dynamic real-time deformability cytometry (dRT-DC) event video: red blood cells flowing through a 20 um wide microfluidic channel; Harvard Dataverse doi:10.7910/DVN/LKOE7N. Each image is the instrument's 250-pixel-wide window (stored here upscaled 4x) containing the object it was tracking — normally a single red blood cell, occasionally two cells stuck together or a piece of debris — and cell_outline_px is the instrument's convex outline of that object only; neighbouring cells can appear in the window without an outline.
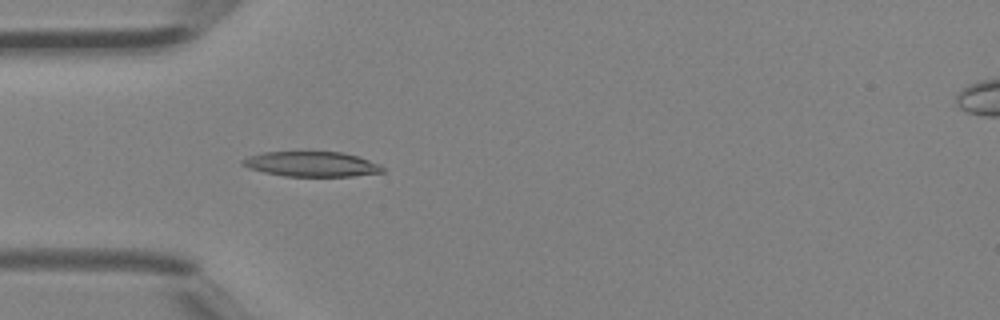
{"species": "Egyptian fruit bat (a non-hibernating species)", "species_latin": "Rousettus aegyptiacus", "temperature_condition": "room temperature", "stored_images_in_passage": 44, "camera_frame_rate_fps": 3000, "um_per_image_px": 0.085, "animal": {"sex": "female"}, "frame": {"image": 1, "passage_image": 13, "time_ms": 4.0, "image_size_px": [1000, 320], "cell_outline_px": [[384, 172], [352, 176], [284, 176], [264, 172], [248, 168], [240, 164], [240, 160], [248, 156], [264, 152], [304, 148], [344, 152], [380, 164], [384, 168]], "centroid_in_image_um": [26.42, 13.89], "position_along_channel_um": 58.6, "area_um2": 21.56}}
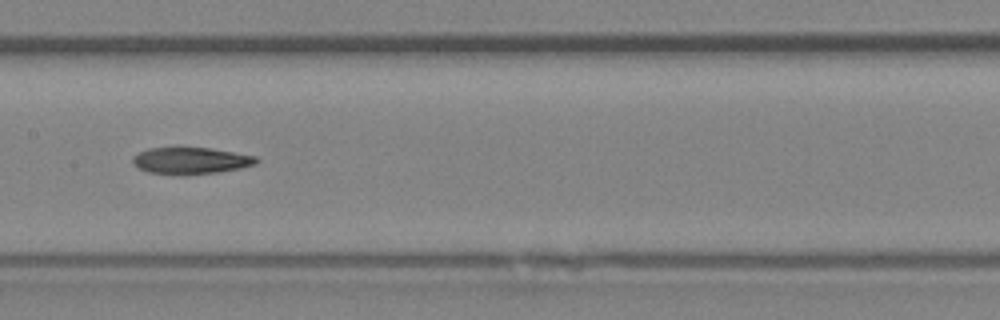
{"frame": {"image": 2, "passage_image": 22, "time_ms": 7.0, "image_size_px": [1000, 320], "cell_outline_px": [[260, 160], [256, 164], [240, 168], [216, 172], [184, 176], [148, 172], [140, 168], [132, 160], [132, 156], [148, 148], [208, 148], [256, 156]], "centroid_in_image_um": [16.23, 13.67], "position_along_channel_um": 191.2, "area_um2": 19.13}}
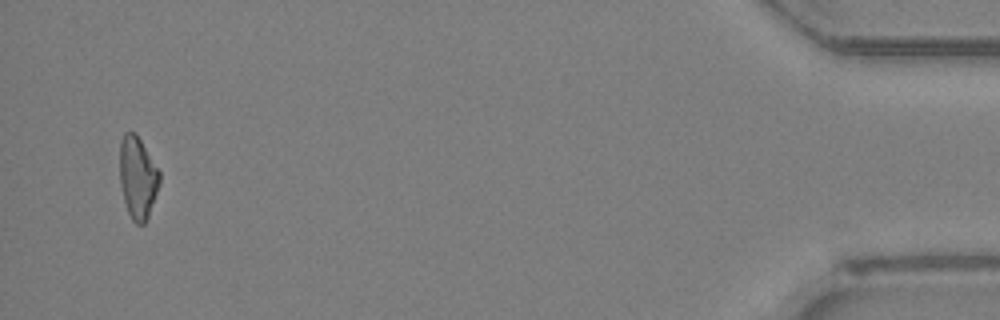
{"frame": {"image": 3, "passage_image": 43, "time_ms": 14.0, "image_size_px": [1000, 320], "cell_outline_px": [[160, 184], [148, 216], [144, 224], [136, 224], [132, 220], [128, 212], [124, 200], [120, 184], [120, 140], [124, 132], [136, 132], [160, 172]], "centroid_in_image_um": [11.7, 15.07], "position_along_channel_um": 423.5, "area_um2": 19.07}}